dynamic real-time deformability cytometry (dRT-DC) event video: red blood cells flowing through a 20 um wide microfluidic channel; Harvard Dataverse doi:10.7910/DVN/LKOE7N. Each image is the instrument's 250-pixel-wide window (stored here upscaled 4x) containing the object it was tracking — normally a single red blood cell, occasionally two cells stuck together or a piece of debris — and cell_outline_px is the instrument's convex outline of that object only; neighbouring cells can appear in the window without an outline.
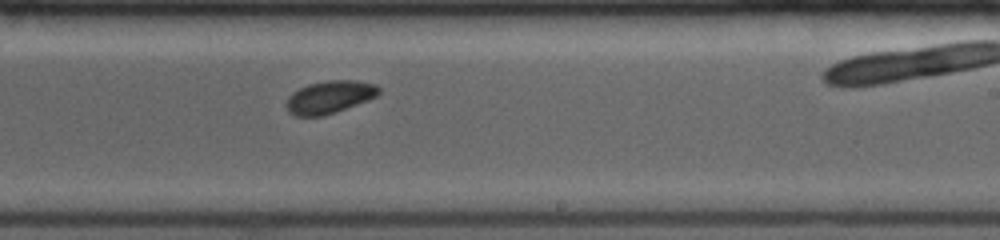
{"species": "common noctule bat (a hibernating species)", "species_latin": "Nyctalus noctula", "temperature_condition": "room temperature", "stored_images_in_passage": 10, "camera_frame_rate_fps": 4000, "um_per_image_px": 0.085, "animal": {"sex": "female", "body_mass_g": 19.0, "forearm_length_mm": 53.3}, "frame": {"image": 1, "passage_image": 9, "time_ms": 4.5, "image_size_px": [1000, 240], "cell_outline_px": [[380, 92], [376, 96], [368, 100], [336, 112], [324, 116], [296, 116], [288, 112], [284, 104], [288, 96], [292, 92], [308, 84], [328, 80], [356, 80], [376, 84], [380, 88]], "centroid_in_image_um": [27.99, 8.25], "position_along_channel_um": 261.0, "area_um2": 17.8}}